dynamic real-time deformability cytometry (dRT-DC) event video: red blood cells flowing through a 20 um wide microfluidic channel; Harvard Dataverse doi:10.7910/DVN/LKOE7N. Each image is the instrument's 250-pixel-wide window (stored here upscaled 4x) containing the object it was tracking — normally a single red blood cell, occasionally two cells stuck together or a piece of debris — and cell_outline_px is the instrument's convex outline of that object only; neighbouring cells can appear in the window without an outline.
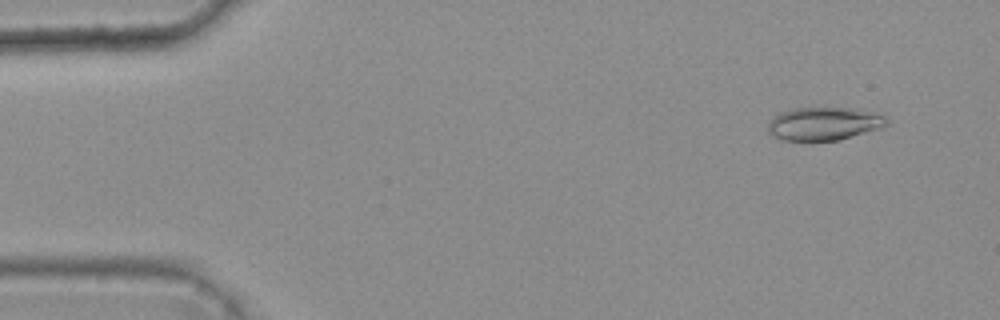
{"species": "common noctule bat (a hibernating species)", "species_latin": "Nyctalus noctula", "temperature_condition": "warm", "stored_images_in_passage": 47, "camera_frame_rate_fps": 3000, "um_per_image_px": 0.085, "animal": {"sex": "female", "body_mass_g": 25.1}, "frame": {"image": 1, "passage_image": 4, "time_ms": 1.0, "image_size_px": [1000, 320], "cell_outline_px": [[888, 124], [880, 128], [840, 140], [784, 140], [772, 136], [768, 132], [768, 120], [780, 112], [792, 108], [852, 108], [880, 112], [888, 116]], "centroid_in_image_um": [70.07, 10.5], "position_along_channel_um": 14.9, "area_um2": 23.24}}
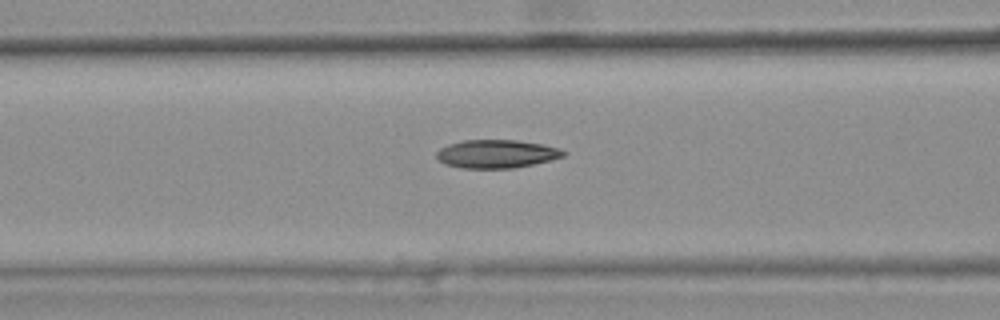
{"frame": {"image": 2, "passage_image": 21, "time_ms": 6.667, "image_size_px": [1000, 320], "cell_outline_px": [[568, 152], [564, 156], [532, 164], [512, 168], [460, 168], [444, 164], [436, 156], [436, 152], [440, 148], [448, 144], [464, 140], [516, 140], [544, 144], [560, 148]], "centroid_in_image_um": [42.2, 13.07], "position_along_channel_um": 124.4, "area_um2": 20.92}}
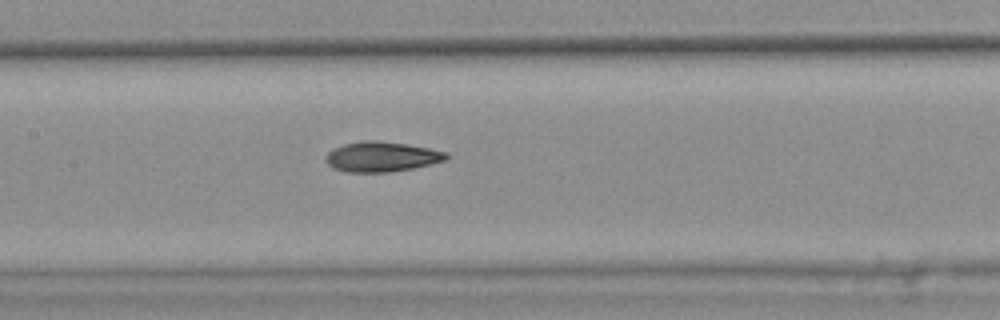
{"frame": {"image": 3, "passage_image": 25, "time_ms": 8.0, "image_size_px": [1000, 320], "cell_outline_px": [[448, 156], [444, 160], [412, 168], [388, 172], [348, 172], [336, 168], [328, 164], [324, 156], [332, 148], [344, 144], [364, 140], [372, 140], [408, 144], [448, 152]], "centroid_in_image_um": [32.41, 13.31], "position_along_channel_um": 175.0, "area_um2": 20.87}, "authors_computed_cell_mechanics": {"area_um2": 20.9236, "velocity_mm_per_s": 3.7949, "shape_relaxation_time_tau1_ms": null, "shape_relaxation_time_tau2_ms": 3.7477, "deformation_change_tau1": null, "deformation_change_tau2": 0.1121}}